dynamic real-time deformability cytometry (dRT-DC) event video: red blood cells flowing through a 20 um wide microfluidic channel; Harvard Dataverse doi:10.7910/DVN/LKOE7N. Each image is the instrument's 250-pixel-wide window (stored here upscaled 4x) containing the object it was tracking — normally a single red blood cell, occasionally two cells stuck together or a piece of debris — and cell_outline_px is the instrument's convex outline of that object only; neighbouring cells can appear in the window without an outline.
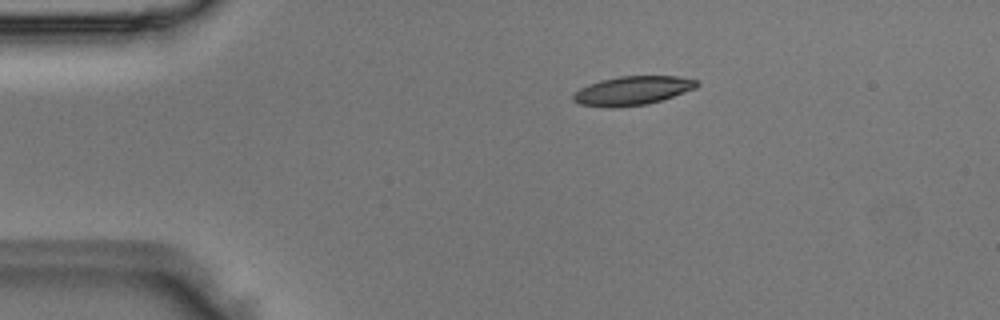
{"species": "Egyptian fruit bat (a non-hibernating species)", "species_latin": "Rousettus aegyptiacus", "temperature_condition": "room temperature", "stored_images_in_passage": 3, "camera_frame_rate_fps": 3000, "um_per_image_px": 0.085, "animal": {"sex": "male"}, "frame": {"image": 1, "passage_image": 2, "time_ms": 0.333, "image_size_px": [1000, 320], "cell_outline_px": [[700, 84], [696, 88], [648, 104], [616, 108], [608, 108], [580, 104], [572, 100], [572, 96], [580, 88], [588, 84], [600, 80], [620, 76], [676, 76], [696, 80]], "centroid_in_image_um": [53.73, 7.71], "position_along_channel_um": 31.3, "area_um2": 20.81}}